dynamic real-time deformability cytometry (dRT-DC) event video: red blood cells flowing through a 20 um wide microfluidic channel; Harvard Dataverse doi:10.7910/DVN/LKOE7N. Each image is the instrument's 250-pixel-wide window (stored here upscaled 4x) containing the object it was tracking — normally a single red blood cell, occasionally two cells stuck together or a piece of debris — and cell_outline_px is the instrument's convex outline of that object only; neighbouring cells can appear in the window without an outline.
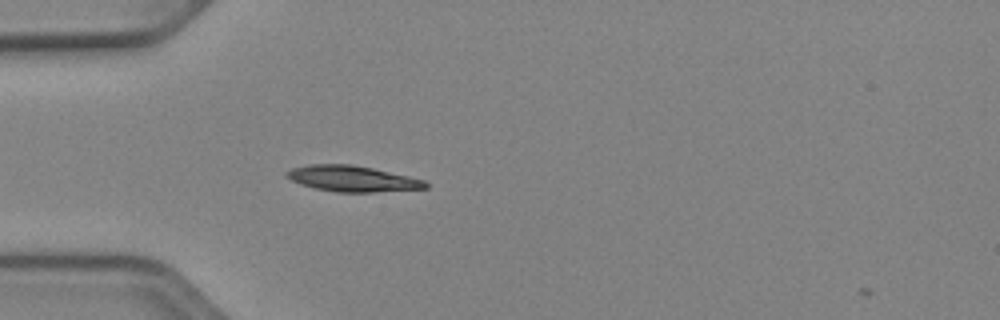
{"species": "Egyptian fruit bat (a non-hibernating species)", "species_latin": "Rousettus aegyptiacus", "temperature_condition": "cold", "stored_images_in_passage": 39, "camera_frame_rate_fps": 3000, "um_per_image_px": 0.085, "animal": {"sex": "female"}, "frame": {"image": 1, "passage_image": 2, "time_ms": 0.333, "image_size_px": [1000, 320], "cell_outline_px": [[428, 188], [372, 192], [336, 192], [316, 188], [300, 184], [284, 176], [284, 172], [292, 168], [308, 164], [352, 164], [372, 168], [408, 176], [424, 180], [428, 184]], "centroid_in_image_um": [29.91, 15.18], "position_along_channel_um": 55.1, "area_um2": 20.87}}
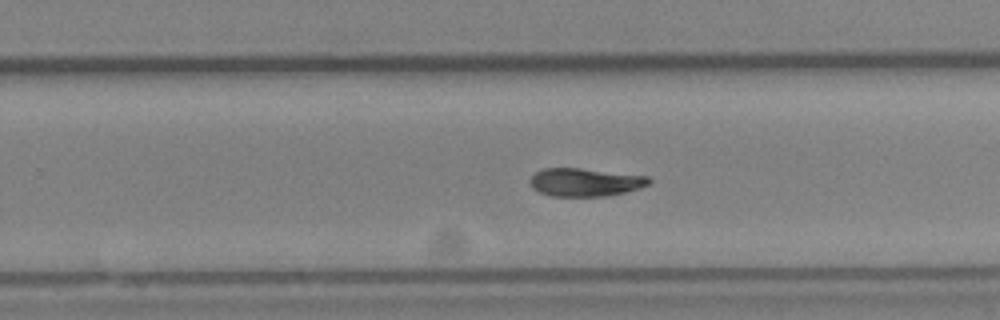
{"frame": {"image": 2, "passage_image": 20, "time_ms": 6.333, "image_size_px": [1000, 320], "cell_outline_px": [[652, 180], [648, 184], [640, 188], [624, 192], [604, 196], [552, 196], [540, 192], [532, 188], [528, 180], [536, 172], [544, 168], [580, 168], [648, 176]], "centroid_in_image_um": [49.72, 15.48], "position_along_channel_um": 280.1, "area_um2": 19.42}}
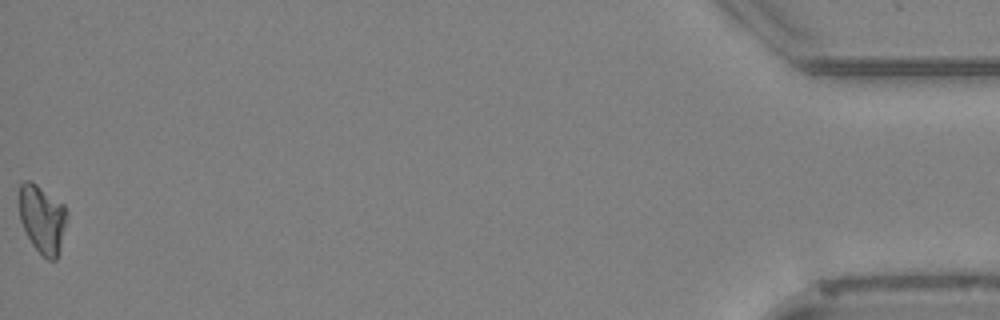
{"frame": {"image": 3, "passage_image": 39, "time_ms": 12.667, "image_size_px": [1000, 320], "cell_outline_px": [[68, 212], [60, 248], [56, 260], [48, 260], [32, 244], [20, 220], [20, 184], [24, 180], [32, 180], [64, 204]], "centroid_in_image_um": [3.61, 18.58], "position_along_channel_um": 431.6, "area_um2": 18.84}, "authors_computed_cell_mechanics": {"area_um2": 19.8254, "velocity_mm_per_s": 3.9089, "shape_relaxation_time_tau1_ms": 4.8369, "shape_relaxation_time_tau2_ms": null, "deformation_change_tau1": 0.1339, "deformation_change_tau2": null}}